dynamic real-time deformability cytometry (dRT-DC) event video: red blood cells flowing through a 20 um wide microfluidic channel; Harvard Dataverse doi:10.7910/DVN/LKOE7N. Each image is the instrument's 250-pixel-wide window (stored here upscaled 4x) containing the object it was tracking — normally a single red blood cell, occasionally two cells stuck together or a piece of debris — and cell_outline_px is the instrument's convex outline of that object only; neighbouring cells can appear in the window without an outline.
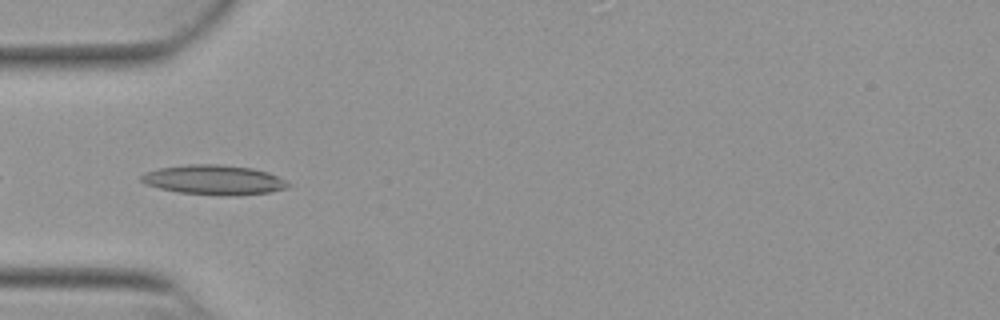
{"species": "Egyptian fruit bat (a non-hibernating species)", "species_latin": "Rousettus aegyptiacus", "temperature_condition": "warm", "stored_images_in_passage": 7, "camera_frame_rate_fps": 3000, "um_per_image_px": 0.085, "animal": {"sex": "female"}, "frame": {"image": 1, "passage_image": 2, "time_ms": 0.333, "image_size_px": [1000, 320], "cell_outline_px": [[292, 184], [288, 188], [268, 192], [232, 196], [220, 196], [176, 192], [144, 184], [140, 180], [140, 176], [144, 172], [160, 168], [188, 164], [220, 164], [252, 168], [268, 172]], "centroid_in_image_um": [18.16, 15.29], "position_along_channel_um": 66.8, "area_um2": 25.61}}
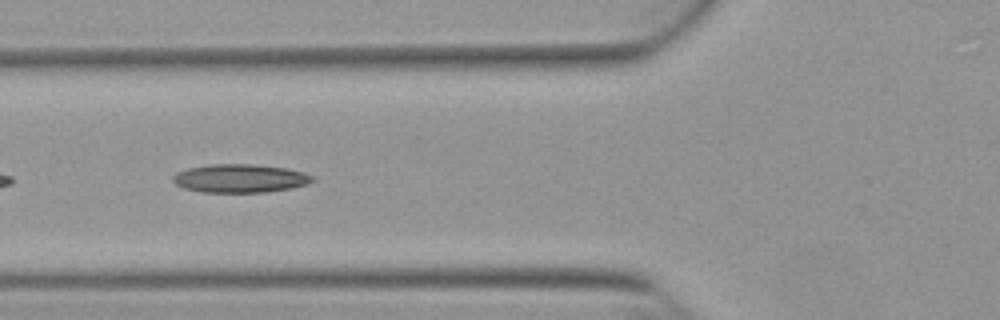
{"frame": {"image": 2, "passage_image": 5, "time_ms": 1.333, "image_size_px": [1000, 320], "cell_outline_px": [[316, 180], [308, 184], [292, 188], [268, 192], [200, 192], [184, 188], [176, 184], [172, 180], [172, 176], [176, 172], [188, 168], [208, 164], [252, 164], [288, 168], [304, 172], [316, 176]], "centroid_in_image_um": [20.45, 15.16], "position_along_channel_um": 105.4, "area_um2": 23.47}}